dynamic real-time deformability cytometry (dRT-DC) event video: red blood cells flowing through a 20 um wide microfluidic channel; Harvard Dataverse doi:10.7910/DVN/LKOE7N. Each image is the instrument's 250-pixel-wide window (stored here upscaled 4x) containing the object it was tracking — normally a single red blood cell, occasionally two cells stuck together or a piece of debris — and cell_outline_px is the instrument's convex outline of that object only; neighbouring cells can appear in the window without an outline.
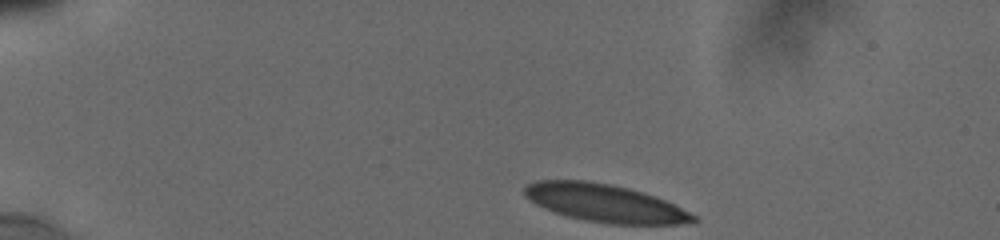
{"species": "human", "species_latin": "Homo sapiens", "temperature_condition": "cold", "stored_images_in_passage": 62, "camera_frame_rate_fps": 3000, "um_per_image_px": 0.085, "donor": {"sex": "male"}, "frame": {"image": 1, "passage_image": 1, "time_ms": 0.0, "image_size_px": [1000, 240], "cell_outline_px": [[700, 220], [692, 224], [608, 224], [584, 220], [552, 212], [536, 204], [524, 196], [524, 188], [528, 184], [536, 180], [584, 180], [612, 184], [644, 192], [656, 196], [696, 216]], "centroid_in_image_um": [51.41, 17.27], "position_along_channel_um": 33.6, "area_um2": 37.34}}
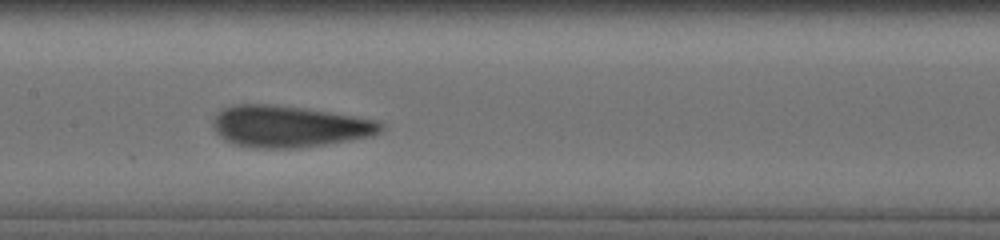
{"frame": {"image": 2, "passage_image": 31, "time_ms": 6.0, "image_size_px": [1000, 240], "cell_outline_px": [[384, 128], [380, 132], [372, 136], [300, 148], [264, 148], [236, 144], [224, 140], [216, 132], [212, 124], [212, 120], [224, 108], [236, 104], [268, 104], [304, 108], [380, 120], [384, 124]], "centroid_in_image_um": [24.61, 10.74], "position_along_channel_um": 182.8, "area_um2": 40.46}}
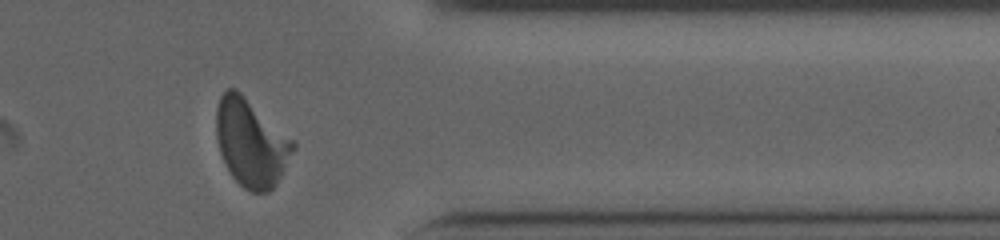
{"frame": {"image": 3, "passage_image": 56, "time_ms": 11.667, "image_size_px": [1000, 240], "cell_outline_px": [[296, 148], [276, 184], [268, 192], [252, 192], [244, 188], [232, 176], [220, 152], [216, 136], [216, 108], [220, 96], [228, 88], [236, 88], [296, 140]], "centroid_in_image_um": [21.37, 12.11], "position_along_channel_um": 390.0, "area_um2": 39.42}, "authors_computed_cell_mechanics": {"area_um2": 39.1884, "velocity_mm_per_s": 3.8168, "shape_relaxation_time_tau1_ms": 8.6326, "shape_relaxation_time_tau2_ms": 1.0063, "deformation_change_tau1": 0.2406, "deformation_change_tau2": 0.0614}}